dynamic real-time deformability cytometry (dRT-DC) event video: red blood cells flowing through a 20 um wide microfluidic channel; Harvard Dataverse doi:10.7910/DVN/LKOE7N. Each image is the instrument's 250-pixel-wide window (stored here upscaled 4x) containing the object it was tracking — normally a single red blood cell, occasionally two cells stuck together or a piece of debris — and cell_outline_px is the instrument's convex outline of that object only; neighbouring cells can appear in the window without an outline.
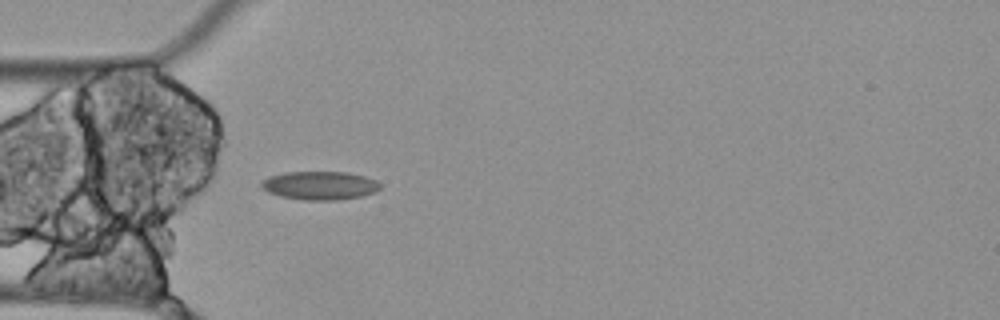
{"species": "Egyptian fruit bat (a non-hibernating species)", "species_latin": "Rousettus aegyptiacus", "temperature_condition": "cold", "stored_images_in_passage": 5, "camera_frame_rate_fps": 3000, "um_per_image_px": 0.085, "animal": {"sex": "female"}, "frame": {"image": 1, "passage_image": 5, "time_ms": 1.333, "image_size_px": [1000, 320], "cell_outline_px": [[380, 188], [376, 192], [360, 196], [336, 200], [304, 200], [280, 196], [268, 192], [260, 184], [268, 176], [284, 172], [348, 172], [364, 176], [376, 180], [380, 184]], "centroid_in_image_um": [27.19, 15.76], "position_along_channel_um": 57.8, "area_um2": 19.65}}